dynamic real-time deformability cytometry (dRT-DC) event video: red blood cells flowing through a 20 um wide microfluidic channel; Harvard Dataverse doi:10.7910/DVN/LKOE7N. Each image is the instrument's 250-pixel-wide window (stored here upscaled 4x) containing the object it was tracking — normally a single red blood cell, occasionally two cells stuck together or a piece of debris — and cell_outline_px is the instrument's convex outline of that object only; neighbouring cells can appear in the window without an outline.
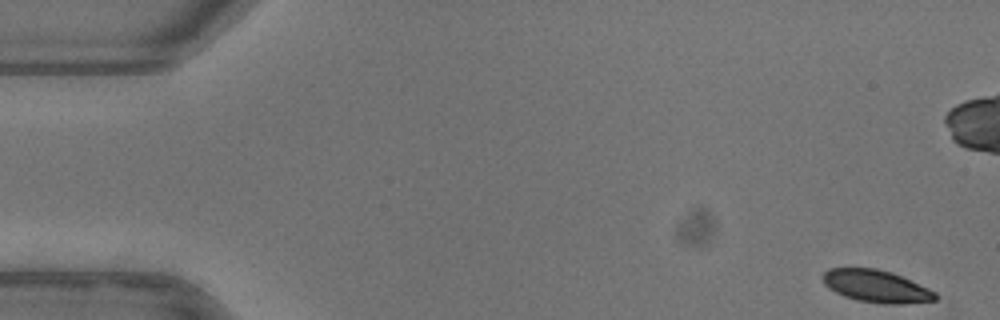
{"species": "common noctule bat (a hibernating species)", "species_latin": "Nyctalus noctula", "temperature_condition": "warm", "stored_images_in_passage": 52, "camera_frame_rate_fps": 3000, "um_per_image_px": 0.085, "animal": {"sex": "female"}, "frame": {"image": 1, "passage_image": 1, "time_ms": 0.0, "image_size_px": [1000, 320], "cell_outline_px": [[936, 300], [904, 304], [884, 304], [856, 300], [844, 296], [828, 288], [824, 284], [820, 276], [828, 268], [876, 268], [892, 272], [928, 288], [936, 292]], "centroid_in_image_um": [74.44, 24.32], "position_along_channel_um": 10.6, "area_um2": 21.33}}
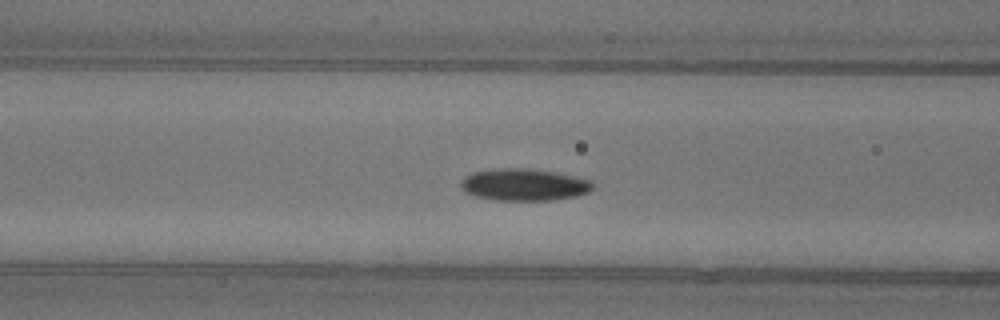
{"frame": {"image": 2, "passage_image": 20, "time_ms": 6.333, "image_size_px": [1000, 320], "cell_outline_px": [[592, 188], [588, 192], [576, 196], [552, 200], [496, 200], [476, 196], [464, 192], [460, 188], [460, 180], [464, 176], [472, 172], [496, 168], [524, 168], [552, 172], [592, 180]], "centroid_in_image_um": [44.47, 15.7], "position_along_channel_um": 122.1, "area_um2": 24.57}}
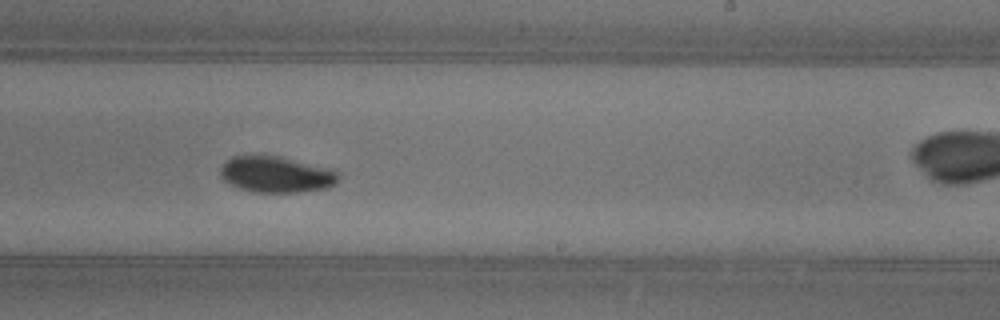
{"frame": {"image": 3, "passage_image": 31, "time_ms": 10.0, "image_size_px": [1000, 320], "cell_outline_px": [[340, 180], [336, 184], [328, 188], [300, 192], [260, 192], [240, 188], [224, 180], [220, 176], [220, 168], [232, 156], [276, 156], [336, 168], [340, 172]], "centroid_in_image_um": [23.6, 14.83], "position_along_channel_um": 265.4, "area_um2": 25.03}, "authors_computed_cell_mechanics": {"area_um2": 23.2356, "velocity_mm_per_s": 3.9217, "shape_relaxation_time_tau1_ms": 2.8587, "shape_relaxation_time_tau2_ms": null, "deformation_change_tau1": 0.1116, "deformation_change_tau2": null}}